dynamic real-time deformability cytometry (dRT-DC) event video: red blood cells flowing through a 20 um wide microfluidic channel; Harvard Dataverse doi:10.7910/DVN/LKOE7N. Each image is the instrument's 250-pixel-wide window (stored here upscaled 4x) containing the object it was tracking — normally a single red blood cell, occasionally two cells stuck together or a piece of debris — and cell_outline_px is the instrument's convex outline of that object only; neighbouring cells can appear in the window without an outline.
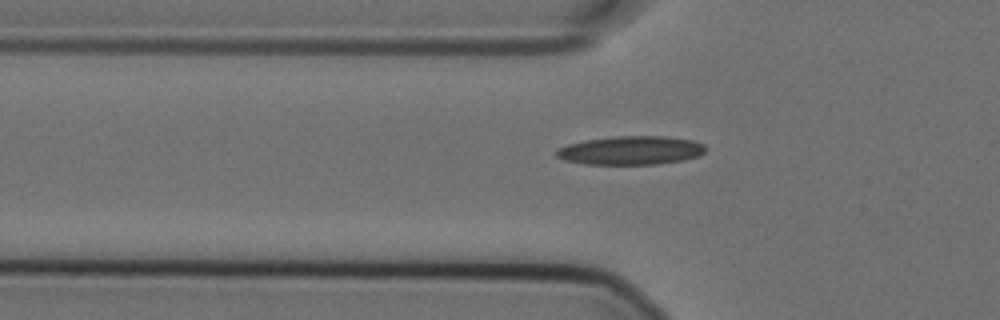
{"species": "Egyptian fruit bat (a non-hibernating species)", "species_latin": "Rousettus aegyptiacus", "temperature_condition": "cold", "stored_images_in_passage": 35, "camera_frame_rate_fps": 3000, "um_per_image_px": 0.085, "animal": {"sex": "female"}, "frame": {"image": 1, "passage_image": 3, "time_ms": 0.667, "image_size_px": [1000, 320], "cell_outline_px": [[704, 152], [700, 156], [684, 160], [656, 164], [584, 164], [564, 160], [556, 156], [556, 148], [568, 144], [588, 140], [616, 136], [664, 136], [692, 140], [704, 144]], "centroid_in_image_um": [53.62, 12.79], "position_along_channel_um": 72.2, "area_um2": 24.85}}
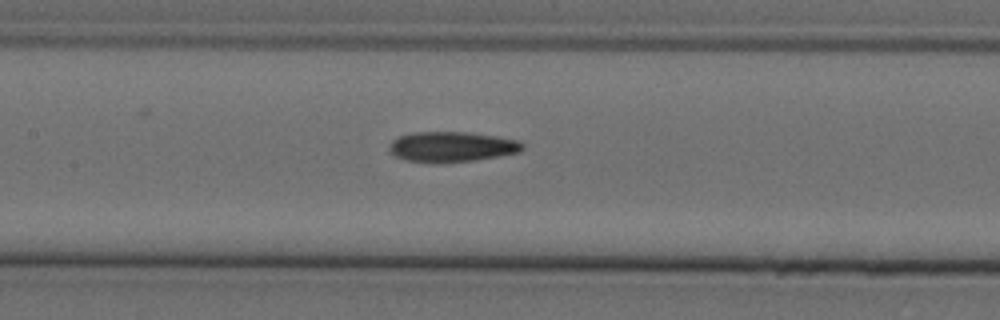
{"frame": {"image": 2, "passage_image": 11, "time_ms": 3.333, "image_size_px": [1000, 320], "cell_outline_px": [[524, 148], [520, 152], [476, 160], [444, 164], [432, 164], [404, 160], [396, 156], [388, 148], [392, 140], [400, 136], [412, 132], [468, 132], [496, 136], [520, 140], [524, 144]], "centroid_in_image_um": [38.41, 12.49], "position_along_channel_um": 169.0, "area_um2": 23.99}}
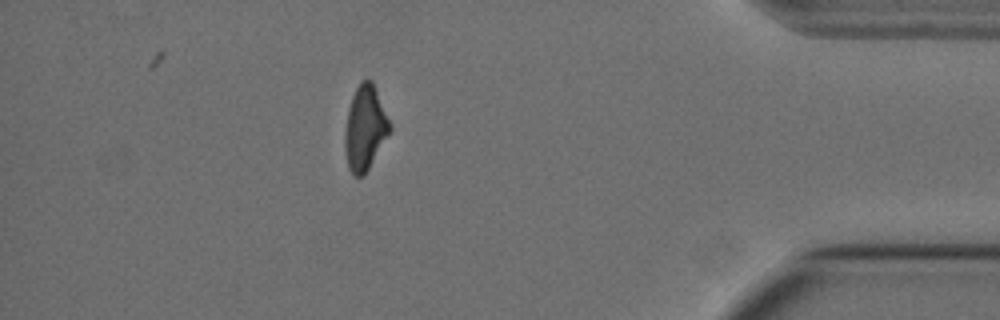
{"frame": {"image": 3, "passage_image": 34, "time_ms": 11.0, "image_size_px": [1000, 320], "cell_outline_px": [[392, 128], [364, 176], [352, 176], [348, 168], [344, 148], [344, 132], [348, 108], [352, 96], [360, 80], [372, 80], [392, 124]], "centroid_in_image_um": [31.02, 10.88], "position_along_channel_um": 404.2, "area_um2": 22.37}}